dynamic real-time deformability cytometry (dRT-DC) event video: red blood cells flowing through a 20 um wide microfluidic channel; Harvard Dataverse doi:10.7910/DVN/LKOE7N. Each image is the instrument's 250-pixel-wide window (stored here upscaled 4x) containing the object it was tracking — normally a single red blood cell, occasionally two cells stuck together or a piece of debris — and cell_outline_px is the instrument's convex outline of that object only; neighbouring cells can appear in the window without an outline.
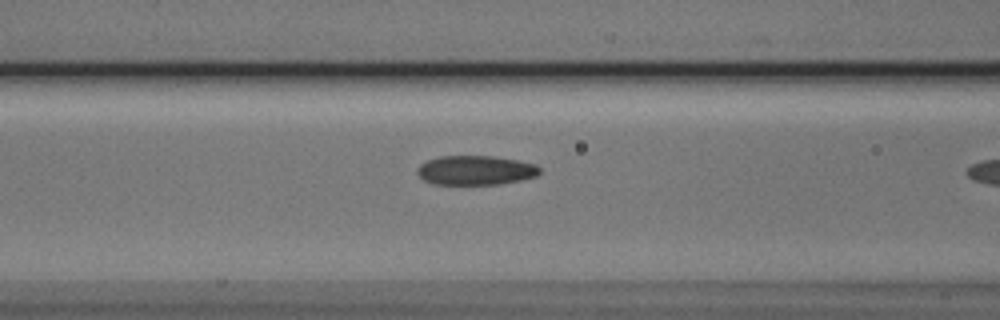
{"species": "Egyptian fruit bat (a non-hibernating species)", "species_latin": "Rousettus aegyptiacus", "temperature_condition": "cold", "stored_images_in_passage": 20, "camera_frame_rate_fps": 3000, "um_per_image_px": 0.085, "animal": {"sex": "male"}, "frame": {"image": 1, "passage_image": 19, "time_ms": 6.0, "image_size_px": [1000, 320], "cell_outline_px": [[540, 172], [536, 176], [520, 180], [500, 184], [432, 184], [424, 180], [416, 172], [416, 168], [420, 164], [428, 160], [440, 156], [496, 156], [536, 164], [540, 168]], "centroid_in_image_um": [40.41, 14.47], "position_along_channel_um": 126.2, "area_um2": 20.98}}